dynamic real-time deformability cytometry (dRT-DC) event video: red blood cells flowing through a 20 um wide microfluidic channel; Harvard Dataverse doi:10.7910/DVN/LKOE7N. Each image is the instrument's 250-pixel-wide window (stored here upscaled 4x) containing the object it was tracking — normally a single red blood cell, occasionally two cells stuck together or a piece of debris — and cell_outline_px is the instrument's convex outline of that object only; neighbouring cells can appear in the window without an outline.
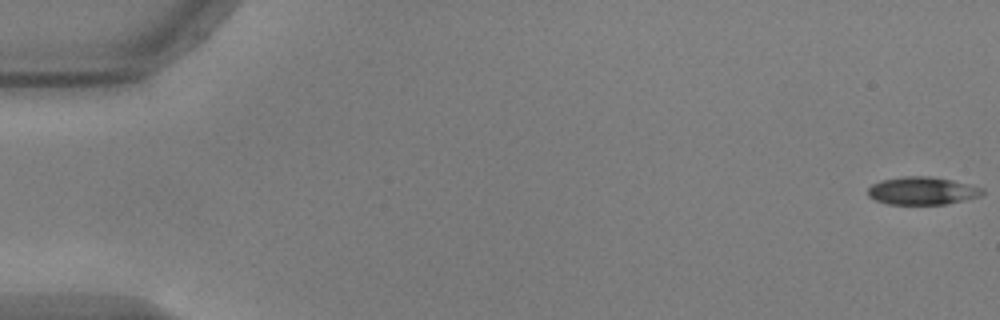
{"species": "common noctule bat (a hibernating species)", "species_latin": "Nyctalus noctula", "temperature_condition": "warm", "stored_images_in_passage": 37, "camera_frame_rate_fps": 3000, "um_per_image_px": 0.085, "animal": {"sex": "male", "body_mass_g": 17.9, "forearm_length_mm": 54.2}, "frame": {"image": 1, "passage_image": 1, "time_ms": 0.0, "image_size_px": [1000, 320], "cell_outline_px": [[984, 192], [980, 196], [948, 204], [888, 204], [876, 200], [868, 196], [868, 188], [872, 184], [880, 180], [904, 176], [928, 176], [952, 180], [984, 188]], "centroid_in_image_um": [78.38, 16.21], "position_along_channel_um": 6.6, "area_um2": 18.55}}
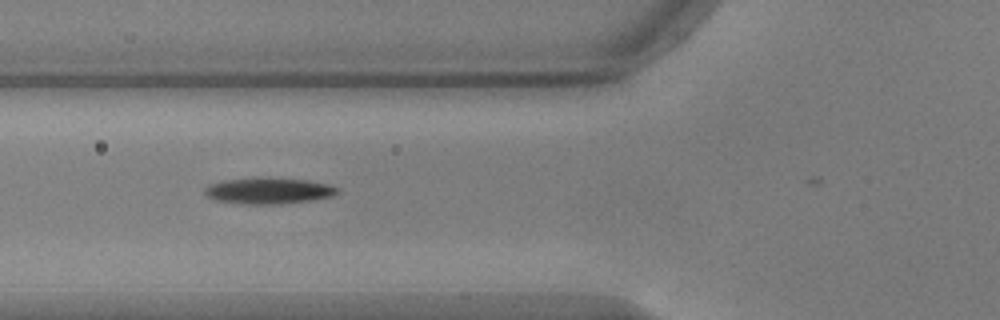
{"frame": {"image": 2, "passage_image": 21, "time_ms": 6.667, "image_size_px": [1000, 320], "cell_outline_px": [[340, 192], [332, 196], [308, 200], [280, 204], [244, 204], [216, 200], [208, 196], [204, 192], [204, 188], [212, 184], [224, 180], [308, 180], [328, 184], [340, 188]], "centroid_in_image_um": [22.88, 16.26], "position_along_channel_um": 102.9, "area_um2": 19.19}}
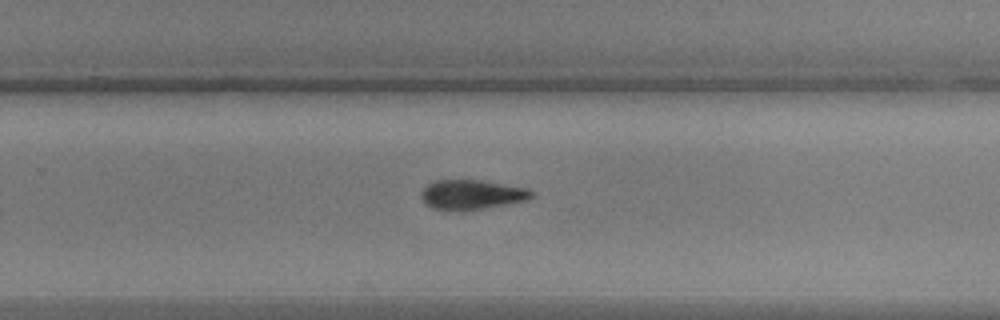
{"frame": {"image": 3, "passage_image": 36, "time_ms": 11.667, "image_size_px": [1000, 320], "cell_outline_px": [[532, 196], [528, 200], [484, 208], [432, 208], [424, 204], [420, 196], [420, 192], [432, 180], [480, 180], [528, 188], [532, 192]], "centroid_in_image_um": [40.08, 16.5], "position_along_channel_um": 289.7, "area_um2": 18.55}}